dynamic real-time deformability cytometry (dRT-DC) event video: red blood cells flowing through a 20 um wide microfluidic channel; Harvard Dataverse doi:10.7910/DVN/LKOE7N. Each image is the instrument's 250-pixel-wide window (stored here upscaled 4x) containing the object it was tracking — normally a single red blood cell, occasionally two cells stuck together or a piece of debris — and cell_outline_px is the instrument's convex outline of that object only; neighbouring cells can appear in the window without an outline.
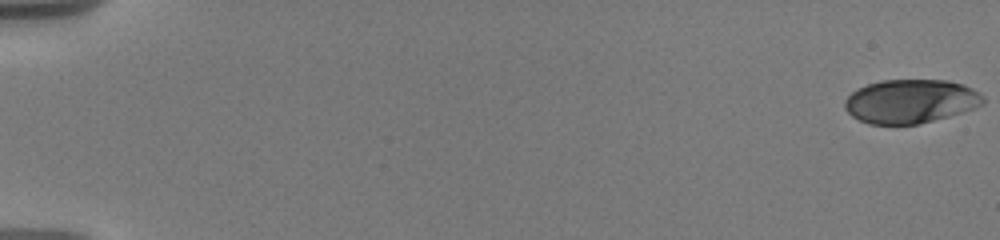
{"species": "human", "species_latin": "Homo sapiens", "temperature_condition": "warm", "stored_images_in_passage": 53, "camera_frame_rate_fps": 3000, "um_per_image_px": 0.085, "donor": {"sex": "male"}, "frame": {"image": 1, "passage_image": 1, "time_ms": 0.0, "image_size_px": [1000, 240], "cell_outline_px": [[984, 104], [948, 116], [916, 124], [868, 124], [852, 116], [844, 108], [844, 100], [856, 88], [880, 80], [948, 80], [964, 84], [980, 92], [984, 96]], "centroid_in_image_um": [77.38, 8.59], "position_along_channel_um": 7.6, "area_um2": 35.32}}
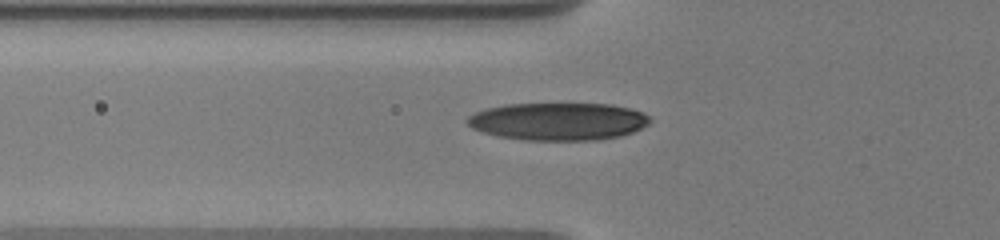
{"frame": {"image": 2, "passage_image": 45, "time_ms": 7.0, "image_size_px": [1000, 240], "cell_outline_px": [[652, 120], [648, 124], [632, 132], [620, 136], [596, 140], [528, 140], [500, 136], [484, 132], [472, 128], [464, 120], [468, 116], [484, 108], [504, 104], [612, 104], [644, 112]], "centroid_in_image_um": [47.44, 10.31], "position_along_channel_um": 78.4, "area_um2": 40.0}}
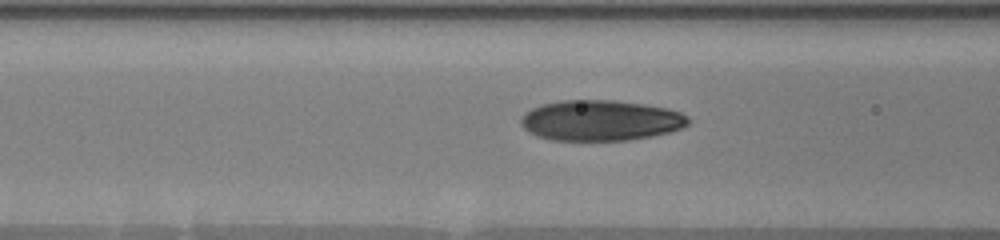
{"frame": {"image": 3, "passage_image": 52, "time_ms": 8.0, "image_size_px": [1000, 240], "cell_outline_px": [[688, 124], [680, 128], [668, 132], [628, 140], [552, 140], [536, 136], [528, 132], [520, 124], [520, 116], [524, 112], [540, 104], [560, 100], [612, 100], [668, 108], [680, 112], [688, 116]], "centroid_in_image_um": [50.97, 10.23], "position_along_channel_um": 115.6, "area_um2": 39.54}}